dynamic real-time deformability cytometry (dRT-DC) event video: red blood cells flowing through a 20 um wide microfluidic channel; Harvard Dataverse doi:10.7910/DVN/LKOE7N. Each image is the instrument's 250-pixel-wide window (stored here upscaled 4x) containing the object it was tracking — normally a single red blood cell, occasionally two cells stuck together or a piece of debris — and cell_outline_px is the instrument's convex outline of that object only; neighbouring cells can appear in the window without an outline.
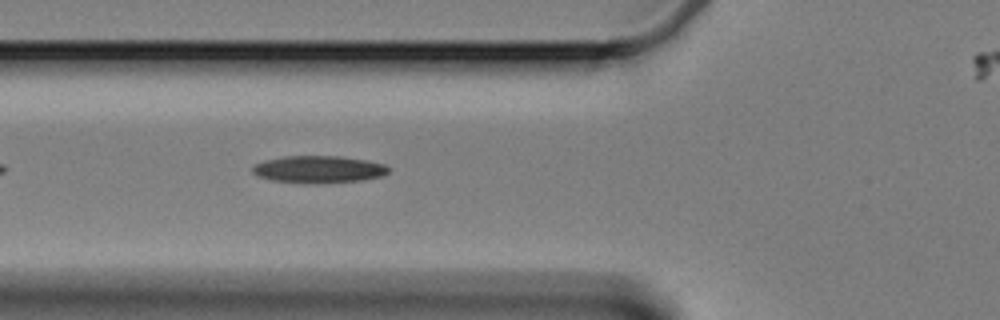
{"species": "Egyptian fruit bat (a non-hibernating species)", "species_latin": "Rousettus aegyptiacus", "temperature_condition": "cold", "stored_images_in_passage": 25, "camera_frame_rate_fps": 3000, "um_per_image_px": 0.085, "animal": {"sex": "female"}, "frame": {"image": 1, "passage_image": 7, "time_ms": 2.0, "image_size_px": [1000, 320], "cell_outline_px": [[392, 168], [384, 176], [364, 180], [272, 180], [260, 176], [252, 172], [252, 168], [256, 164], [264, 160], [284, 156], [340, 156], [368, 160], [384, 164]], "centroid_in_image_um": [27.17, 14.33], "position_along_channel_um": 98.6, "area_um2": 20.4}}
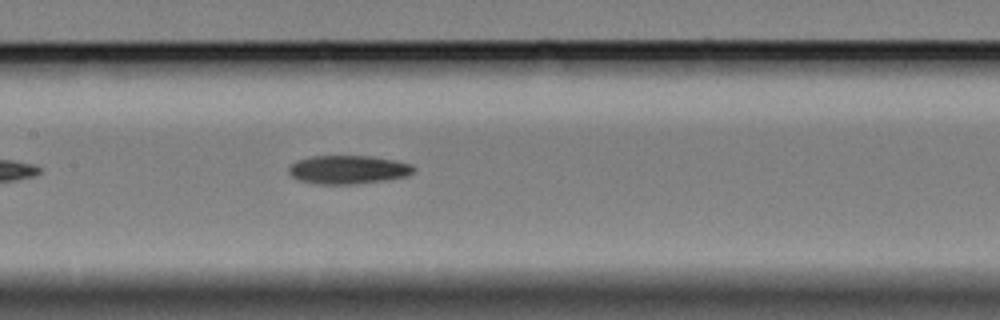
{"frame": {"image": 2, "passage_image": 14, "time_ms": 4.333, "image_size_px": [1000, 320], "cell_outline_px": [[416, 168], [408, 176], [384, 180], [356, 184], [316, 184], [296, 180], [288, 172], [288, 168], [296, 160], [312, 156], [372, 156], [396, 160], [412, 164]], "centroid_in_image_um": [29.58, 14.42], "position_along_channel_um": 177.8, "area_um2": 20.98}}
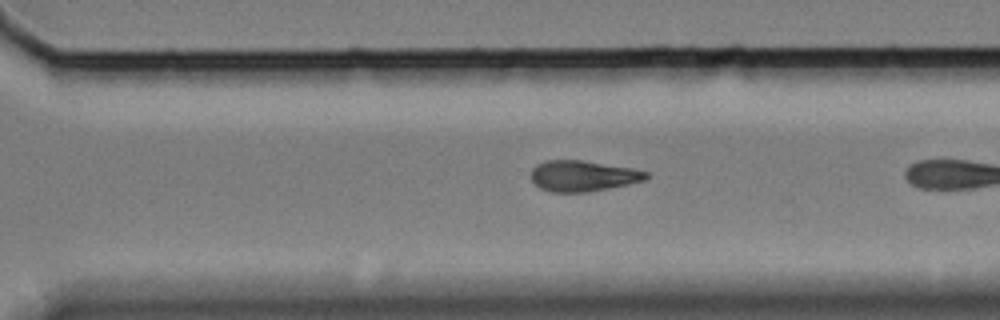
{"frame": {"image": 3, "passage_image": 24, "time_ms": 7.667, "image_size_px": [1000, 320], "cell_outline_px": [[648, 176], [644, 180], [628, 184], [588, 192], [552, 192], [540, 188], [532, 180], [532, 168], [536, 164], [544, 160], [584, 160], [632, 168], [648, 172]], "centroid_in_image_um": [49.53, 14.94], "position_along_channel_um": 321.1, "area_um2": 20.63}}